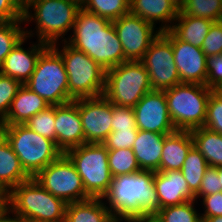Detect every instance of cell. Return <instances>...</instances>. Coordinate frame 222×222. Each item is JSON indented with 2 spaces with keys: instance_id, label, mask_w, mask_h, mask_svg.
<instances>
[{
  "instance_id": "6da1fadb",
  "label": "cell",
  "mask_w": 222,
  "mask_h": 222,
  "mask_svg": "<svg viewBox=\"0 0 222 222\" xmlns=\"http://www.w3.org/2000/svg\"><path fill=\"white\" fill-rule=\"evenodd\" d=\"M154 173L141 170L112 178L110 188L103 197L113 218L150 220L159 210L154 185Z\"/></svg>"
},
{
  "instance_id": "7a4b0ae2",
  "label": "cell",
  "mask_w": 222,
  "mask_h": 222,
  "mask_svg": "<svg viewBox=\"0 0 222 222\" xmlns=\"http://www.w3.org/2000/svg\"><path fill=\"white\" fill-rule=\"evenodd\" d=\"M73 36L66 41L83 51L106 71L126 61L112 21L83 9L78 10Z\"/></svg>"
},
{
  "instance_id": "3957f363",
  "label": "cell",
  "mask_w": 222,
  "mask_h": 222,
  "mask_svg": "<svg viewBox=\"0 0 222 222\" xmlns=\"http://www.w3.org/2000/svg\"><path fill=\"white\" fill-rule=\"evenodd\" d=\"M6 207L20 222H64L67 203L30 178L6 195Z\"/></svg>"
},
{
  "instance_id": "277c9868",
  "label": "cell",
  "mask_w": 222,
  "mask_h": 222,
  "mask_svg": "<svg viewBox=\"0 0 222 222\" xmlns=\"http://www.w3.org/2000/svg\"><path fill=\"white\" fill-rule=\"evenodd\" d=\"M23 21L35 20L38 41L49 46L73 29L81 4L76 0H27L23 5ZM35 11L30 13L31 8Z\"/></svg>"
},
{
  "instance_id": "5b68a950",
  "label": "cell",
  "mask_w": 222,
  "mask_h": 222,
  "mask_svg": "<svg viewBox=\"0 0 222 222\" xmlns=\"http://www.w3.org/2000/svg\"><path fill=\"white\" fill-rule=\"evenodd\" d=\"M0 133L31 178L63 154L54 141L32 131L25 124L0 125Z\"/></svg>"
},
{
  "instance_id": "8992f818",
  "label": "cell",
  "mask_w": 222,
  "mask_h": 222,
  "mask_svg": "<svg viewBox=\"0 0 222 222\" xmlns=\"http://www.w3.org/2000/svg\"><path fill=\"white\" fill-rule=\"evenodd\" d=\"M63 40L64 46L60 51L56 44L52 47L63 58L68 75L70 98L74 101L102 96L105 89L106 70L83 51L70 46L66 38Z\"/></svg>"
},
{
  "instance_id": "52a82bcc",
  "label": "cell",
  "mask_w": 222,
  "mask_h": 222,
  "mask_svg": "<svg viewBox=\"0 0 222 222\" xmlns=\"http://www.w3.org/2000/svg\"><path fill=\"white\" fill-rule=\"evenodd\" d=\"M213 89L198 83H180L164 90L171 121L176 130L201 128Z\"/></svg>"
},
{
  "instance_id": "ba28073f",
  "label": "cell",
  "mask_w": 222,
  "mask_h": 222,
  "mask_svg": "<svg viewBox=\"0 0 222 222\" xmlns=\"http://www.w3.org/2000/svg\"><path fill=\"white\" fill-rule=\"evenodd\" d=\"M82 178L90 198H102L108 192L112 176L109 170L108 149L103 143H84L64 153Z\"/></svg>"
},
{
  "instance_id": "9c48e42d",
  "label": "cell",
  "mask_w": 222,
  "mask_h": 222,
  "mask_svg": "<svg viewBox=\"0 0 222 222\" xmlns=\"http://www.w3.org/2000/svg\"><path fill=\"white\" fill-rule=\"evenodd\" d=\"M150 91L149 74L141 61H125L106 71L103 95L112 104L133 108Z\"/></svg>"
},
{
  "instance_id": "30bf717a",
  "label": "cell",
  "mask_w": 222,
  "mask_h": 222,
  "mask_svg": "<svg viewBox=\"0 0 222 222\" xmlns=\"http://www.w3.org/2000/svg\"><path fill=\"white\" fill-rule=\"evenodd\" d=\"M24 85L44 98L50 106L73 101L69 96L63 58L52 46L40 55L34 72Z\"/></svg>"
},
{
  "instance_id": "8fae6325",
  "label": "cell",
  "mask_w": 222,
  "mask_h": 222,
  "mask_svg": "<svg viewBox=\"0 0 222 222\" xmlns=\"http://www.w3.org/2000/svg\"><path fill=\"white\" fill-rule=\"evenodd\" d=\"M33 178L53 196L63 199L66 203L90 199L85 192L82 178L64 153Z\"/></svg>"
},
{
  "instance_id": "7c38bea8",
  "label": "cell",
  "mask_w": 222,
  "mask_h": 222,
  "mask_svg": "<svg viewBox=\"0 0 222 222\" xmlns=\"http://www.w3.org/2000/svg\"><path fill=\"white\" fill-rule=\"evenodd\" d=\"M174 61L171 41L160 32L141 60L148 71L152 90L164 91L181 83Z\"/></svg>"
},
{
  "instance_id": "4fadbf2b",
  "label": "cell",
  "mask_w": 222,
  "mask_h": 222,
  "mask_svg": "<svg viewBox=\"0 0 222 222\" xmlns=\"http://www.w3.org/2000/svg\"><path fill=\"white\" fill-rule=\"evenodd\" d=\"M122 44L126 61H141L153 40L160 34L155 26L130 12L112 21Z\"/></svg>"
},
{
  "instance_id": "5bb4252c",
  "label": "cell",
  "mask_w": 222,
  "mask_h": 222,
  "mask_svg": "<svg viewBox=\"0 0 222 222\" xmlns=\"http://www.w3.org/2000/svg\"><path fill=\"white\" fill-rule=\"evenodd\" d=\"M85 143H103L112 132V103L104 96L79 99Z\"/></svg>"
},
{
  "instance_id": "9a60e30c",
  "label": "cell",
  "mask_w": 222,
  "mask_h": 222,
  "mask_svg": "<svg viewBox=\"0 0 222 222\" xmlns=\"http://www.w3.org/2000/svg\"><path fill=\"white\" fill-rule=\"evenodd\" d=\"M133 110L138 130L165 135L176 131L171 121L164 91L152 90L146 93Z\"/></svg>"
},
{
  "instance_id": "2e32d148",
  "label": "cell",
  "mask_w": 222,
  "mask_h": 222,
  "mask_svg": "<svg viewBox=\"0 0 222 222\" xmlns=\"http://www.w3.org/2000/svg\"><path fill=\"white\" fill-rule=\"evenodd\" d=\"M162 33L171 41L174 62L181 83L206 85L207 57L202 49L179 40L170 30Z\"/></svg>"
},
{
  "instance_id": "e0dca14e",
  "label": "cell",
  "mask_w": 222,
  "mask_h": 222,
  "mask_svg": "<svg viewBox=\"0 0 222 222\" xmlns=\"http://www.w3.org/2000/svg\"><path fill=\"white\" fill-rule=\"evenodd\" d=\"M55 143L63 153L85 143L79 99L55 106Z\"/></svg>"
},
{
  "instance_id": "ac0fdd59",
  "label": "cell",
  "mask_w": 222,
  "mask_h": 222,
  "mask_svg": "<svg viewBox=\"0 0 222 222\" xmlns=\"http://www.w3.org/2000/svg\"><path fill=\"white\" fill-rule=\"evenodd\" d=\"M25 40H27V36L6 56L0 72L16 79L22 85L29 80L40 55L49 47V45L38 41L37 45H32L29 50H25L21 47Z\"/></svg>"
},
{
  "instance_id": "d6986e66",
  "label": "cell",
  "mask_w": 222,
  "mask_h": 222,
  "mask_svg": "<svg viewBox=\"0 0 222 222\" xmlns=\"http://www.w3.org/2000/svg\"><path fill=\"white\" fill-rule=\"evenodd\" d=\"M154 185L159 200V209L195 200L187 181L180 170L154 173Z\"/></svg>"
},
{
  "instance_id": "ffe728a7",
  "label": "cell",
  "mask_w": 222,
  "mask_h": 222,
  "mask_svg": "<svg viewBox=\"0 0 222 222\" xmlns=\"http://www.w3.org/2000/svg\"><path fill=\"white\" fill-rule=\"evenodd\" d=\"M49 106L44 98L22 85L0 125L25 124L31 117Z\"/></svg>"
},
{
  "instance_id": "44dd1931",
  "label": "cell",
  "mask_w": 222,
  "mask_h": 222,
  "mask_svg": "<svg viewBox=\"0 0 222 222\" xmlns=\"http://www.w3.org/2000/svg\"><path fill=\"white\" fill-rule=\"evenodd\" d=\"M165 136L162 133L138 130L132 149L141 170L159 169Z\"/></svg>"
},
{
  "instance_id": "7402d4cb",
  "label": "cell",
  "mask_w": 222,
  "mask_h": 222,
  "mask_svg": "<svg viewBox=\"0 0 222 222\" xmlns=\"http://www.w3.org/2000/svg\"><path fill=\"white\" fill-rule=\"evenodd\" d=\"M193 146L190 131L176 130L164 138V146L161 154L158 172L178 171L186 159L187 153Z\"/></svg>"
},
{
  "instance_id": "603a6c76",
  "label": "cell",
  "mask_w": 222,
  "mask_h": 222,
  "mask_svg": "<svg viewBox=\"0 0 222 222\" xmlns=\"http://www.w3.org/2000/svg\"><path fill=\"white\" fill-rule=\"evenodd\" d=\"M30 178L11 145L0 133V192L7 195L15 186Z\"/></svg>"
},
{
  "instance_id": "cb8c5ba5",
  "label": "cell",
  "mask_w": 222,
  "mask_h": 222,
  "mask_svg": "<svg viewBox=\"0 0 222 222\" xmlns=\"http://www.w3.org/2000/svg\"><path fill=\"white\" fill-rule=\"evenodd\" d=\"M175 25H166L160 27L161 32L170 30L179 40L190 43L193 46L201 48L206 35L214 21L183 14L181 11L175 19ZM178 22V24H176Z\"/></svg>"
},
{
  "instance_id": "d4e9b609",
  "label": "cell",
  "mask_w": 222,
  "mask_h": 222,
  "mask_svg": "<svg viewBox=\"0 0 222 222\" xmlns=\"http://www.w3.org/2000/svg\"><path fill=\"white\" fill-rule=\"evenodd\" d=\"M102 198L67 203L65 222H111L114 218Z\"/></svg>"
},
{
  "instance_id": "484cf974",
  "label": "cell",
  "mask_w": 222,
  "mask_h": 222,
  "mask_svg": "<svg viewBox=\"0 0 222 222\" xmlns=\"http://www.w3.org/2000/svg\"><path fill=\"white\" fill-rule=\"evenodd\" d=\"M129 12L154 26L158 21L174 23L179 13L167 0H130Z\"/></svg>"
},
{
  "instance_id": "4316f807",
  "label": "cell",
  "mask_w": 222,
  "mask_h": 222,
  "mask_svg": "<svg viewBox=\"0 0 222 222\" xmlns=\"http://www.w3.org/2000/svg\"><path fill=\"white\" fill-rule=\"evenodd\" d=\"M193 146L196 147L206 159L209 167L222 165V135L201 127L190 131Z\"/></svg>"
},
{
  "instance_id": "83f0119b",
  "label": "cell",
  "mask_w": 222,
  "mask_h": 222,
  "mask_svg": "<svg viewBox=\"0 0 222 222\" xmlns=\"http://www.w3.org/2000/svg\"><path fill=\"white\" fill-rule=\"evenodd\" d=\"M209 165L200 151L192 146L187 153L181 172L188 183L189 190L195 195L199 189L203 176Z\"/></svg>"
},
{
  "instance_id": "f1b7e54d",
  "label": "cell",
  "mask_w": 222,
  "mask_h": 222,
  "mask_svg": "<svg viewBox=\"0 0 222 222\" xmlns=\"http://www.w3.org/2000/svg\"><path fill=\"white\" fill-rule=\"evenodd\" d=\"M195 200L161 208L150 219L151 222H202L201 216L194 208Z\"/></svg>"
},
{
  "instance_id": "f546056e",
  "label": "cell",
  "mask_w": 222,
  "mask_h": 222,
  "mask_svg": "<svg viewBox=\"0 0 222 222\" xmlns=\"http://www.w3.org/2000/svg\"><path fill=\"white\" fill-rule=\"evenodd\" d=\"M81 7L88 12L113 21L129 13L130 0H84Z\"/></svg>"
},
{
  "instance_id": "4dcf8cb0",
  "label": "cell",
  "mask_w": 222,
  "mask_h": 222,
  "mask_svg": "<svg viewBox=\"0 0 222 222\" xmlns=\"http://www.w3.org/2000/svg\"><path fill=\"white\" fill-rule=\"evenodd\" d=\"M21 22L24 21L0 22V72L3 62L11 50L26 36L34 35L32 31H24L20 26Z\"/></svg>"
},
{
  "instance_id": "1f68e13d",
  "label": "cell",
  "mask_w": 222,
  "mask_h": 222,
  "mask_svg": "<svg viewBox=\"0 0 222 222\" xmlns=\"http://www.w3.org/2000/svg\"><path fill=\"white\" fill-rule=\"evenodd\" d=\"M108 163L112 178L141 171L132 148L108 150Z\"/></svg>"
},
{
  "instance_id": "d6a6232c",
  "label": "cell",
  "mask_w": 222,
  "mask_h": 222,
  "mask_svg": "<svg viewBox=\"0 0 222 222\" xmlns=\"http://www.w3.org/2000/svg\"><path fill=\"white\" fill-rule=\"evenodd\" d=\"M181 12L219 22L222 20V0H185Z\"/></svg>"
},
{
  "instance_id": "836d02e7",
  "label": "cell",
  "mask_w": 222,
  "mask_h": 222,
  "mask_svg": "<svg viewBox=\"0 0 222 222\" xmlns=\"http://www.w3.org/2000/svg\"><path fill=\"white\" fill-rule=\"evenodd\" d=\"M25 125L32 131L55 142V106H49L31 117Z\"/></svg>"
},
{
  "instance_id": "e575fe53",
  "label": "cell",
  "mask_w": 222,
  "mask_h": 222,
  "mask_svg": "<svg viewBox=\"0 0 222 222\" xmlns=\"http://www.w3.org/2000/svg\"><path fill=\"white\" fill-rule=\"evenodd\" d=\"M22 84L0 73V121L7 115L11 102Z\"/></svg>"
},
{
  "instance_id": "d590c367",
  "label": "cell",
  "mask_w": 222,
  "mask_h": 222,
  "mask_svg": "<svg viewBox=\"0 0 222 222\" xmlns=\"http://www.w3.org/2000/svg\"><path fill=\"white\" fill-rule=\"evenodd\" d=\"M203 127L222 135V97L211 92L206 111V120Z\"/></svg>"
},
{
  "instance_id": "8d00e7d4",
  "label": "cell",
  "mask_w": 222,
  "mask_h": 222,
  "mask_svg": "<svg viewBox=\"0 0 222 222\" xmlns=\"http://www.w3.org/2000/svg\"><path fill=\"white\" fill-rule=\"evenodd\" d=\"M112 131L124 129H138L136 117L132 107L112 104Z\"/></svg>"
},
{
  "instance_id": "74e56055",
  "label": "cell",
  "mask_w": 222,
  "mask_h": 222,
  "mask_svg": "<svg viewBox=\"0 0 222 222\" xmlns=\"http://www.w3.org/2000/svg\"><path fill=\"white\" fill-rule=\"evenodd\" d=\"M138 129H124L112 131L103 142L108 150L132 148Z\"/></svg>"
},
{
  "instance_id": "f35d334b",
  "label": "cell",
  "mask_w": 222,
  "mask_h": 222,
  "mask_svg": "<svg viewBox=\"0 0 222 222\" xmlns=\"http://www.w3.org/2000/svg\"><path fill=\"white\" fill-rule=\"evenodd\" d=\"M206 57L222 54V22H214L201 46Z\"/></svg>"
},
{
  "instance_id": "ab89813d",
  "label": "cell",
  "mask_w": 222,
  "mask_h": 222,
  "mask_svg": "<svg viewBox=\"0 0 222 222\" xmlns=\"http://www.w3.org/2000/svg\"><path fill=\"white\" fill-rule=\"evenodd\" d=\"M219 175L216 167H208L200 184L199 191L195 194V199L221 192Z\"/></svg>"
},
{
  "instance_id": "60d3db41",
  "label": "cell",
  "mask_w": 222,
  "mask_h": 222,
  "mask_svg": "<svg viewBox=\"0 0 222 222\" xmlns=\"http://www.w3.org/2000/svg\"><path fill=\"white\" fill-rule=\"evenodd\" d=\"M23 13L19 0H0V22L23 21Z\"/></svg>"
},
{
  "instance_id": "b9f144b4",
  "label": "cell",
  "mask_w": 222,
  "mask_h": 222,
  "mask_svg": "<svg viewBox=\"0 0 222 222\" xmlns=\"http://www.w3.org/2000/svg\"><path fill=\"white\" fill-rule=\"evenodd\" d=\"M222 82V54L207 57L206 86L214 89Z\"/></svg>"
},
{
  "instance_id": "7bdbcfd3",
  "label": "cell",
  "mask_w": 222,
  "mask_h": 222,
  "mask_svg": "<svg viewBox=\"0 0 222 222\" xmlns=\"http://www.w3.org/2000/svg\"><path fill=\"white\" fill-rule=\"evenodd\" d=\"M202 198L205 211L201 218L222 216V191Z\"/></svg>"
},
{
  "instance_id": "ee69618b",
  "label": "cell",
  "mask_w": 222,
  "mask_h": 222,
  "mask_svg": "<svg viewBox=\"0 0 222 222\" xmlns=\"http://www.w3.org/2000/svg\"><path fill=\"white\" fill-rule=\"evenodd\" d=\"M8 214V215H7ZM10 210L5 207L1 212H0V222H20L19 219L15 216L14 218L9 216Z\"/></svg>"
},
{
  "instance_id": "f6af8a7d",
  "label": "cell",
  "mask_w": 222,
  "mask_h": 222,
  "mask_svg": "<svg viewBox=\"0 0 222 222\" xmlns=\"http://www.w3.org/2000/svg\"><path fill=\"white\" fill-rule=\"evenodd\" d=\"M170 4H172L179 12L184 6L185 0H167Z\"/></svg>"
},
{
  "instance_id": "bcb514c9",
  "label": "cell",
  "mask_w": 222,
  "mask_h": 222,
  "mask_svg": "<svg viewBox=\"0 0 222 222\" xmlns=\"http://www.w3.org/2000/svg\"><path fill=\"white\" fill-rule=\"evenodd\" d=\"M127 221V222H151L150 220L146 219H120V218H114L112 222H122V221Z\"/></svg>"
},
{
  "instance_id": "7dc6e473",
  "label": "cell",
  "mask_w": 222,
  "mask_h": 222,
  "mask_svg": "<svg viewBox=\"0 0 222 222\" xmlns=\"http://www.w3.org/2000/svg\"><path fill=\"white\" fill-rule=\"evenodd\" d=\"M202 222H222V216L201 218Z\"/></svg>"
},
{
  "instance_id": "c3c4849f",
  "label": "cell",
  "mask_w": 222,
  "mask_h": 222,
  "mask_svg": "<svg viewBox=\"0 0 222 222\" xmlns=\"http://www.w3.org/2000/svg\"><path fill=\"white\" fill-rule=\"evenodd\" d=\"M6 207V194L0 192V212Z\"/></svg>"
},
{
  "instance_id": "681fc988",
  "label": "cell",
  "mask_w": 222,
  "mask_h": 222,
  "mask_svg": "<svg viewBox=\"0 0 222 222\" xmlns=\"http://www.w3.org/2000/svg\"><path fill=\"white\" fill-rule=\"evenodd\" d=\"M213 91H214L216 94H218L220 97H222V82H221L219 85H217V86L213 89Z\"/></svg>"
},
{
  "instance_id": "f907efd6",
  "label": "cell",
  "mask_w": 222,
  "mask_h": 222,
  "mask_svg": "<svg viewBox=\"0 0 222 222\" xmlns=\"http://www.w3.org/2000/svg\"><path fill=\"white\" fill-rule=\"evenodd\" d=\"M217 168V171H218V175H219V182H220V188L222 189V165L221 166H218L216 167Z\"/></svg>"
},
{
  "instance_id": "816d5d0a",
  "label": "cell",
  "mask_w": 222,
  "mask_h": 222,
  "mask_svg": "<svg viewBox=\"0 0 222 222\" xmlns=\"http://www.w3.org/2000/svg\"><path fill=\"white\" fill-rule=\"evenodd\" d=\"M19 1L24 5L27 0H19Z\"/></svg>"
},
{
  "instance_id": "f5cc1de1",
  "label": "cell",
  "mask_w": 222,
  "mask_h": 222,
  "mask_svg": "<svg viewBox=\"0 0 222 222\" xmlns=\"http://www.w3.org/2000/svg\"><path fill=\"white\" fill-rule=\"evenodd\" d=\"M76 1H78L81 4L84 0H76Z\"/></svg>"
}]
</instances>
